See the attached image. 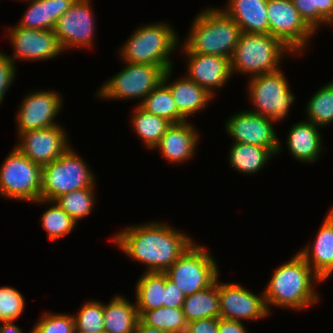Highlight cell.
Returning <instances> with one entry per match:
<instances>
[{"label":"cell","mask_w":333,"mask_h":333,"mask_svg":"<svg viewBox=\"0 0 333 333\" xmlns=\"http://www.w3.org/2000/svg\"><path fill=\"white\" fill-rule=\"evenodd\" d=\"M111 239L131 259L146 265L147 272H165L194 243L163 222L127 226Z\"/></svg>","instance_id":"obj_1"},{"label":"cell","mask_w":333,"mask_h":333,"mask_svg":"<svg viewBox=\"0 0 333 333\" xmlns=\"http://www.w3.org/2000/svg\"><path fill=\"white\" fill-rule=\"evenodd\" d=\"M293 256L273 272L264 288L263 294L269 313L272 305L298 311L320 301L314 283L322 281L298 252Z\"/></svg>","instance_id":"obj_2"},{"label":"cell","mask_w":333,"mask_h":333,"mask_svg":"<svg viewBox=\"0 0 333 333\" xmlns=\"http://www.w3.org/2000/svg\"><path fill=\"white\" fill-rule=\"evenodd\" d=\"M191 24L190 33L182 43L190 53L231 59L242 31L223 9L206 8Z\"/></svg>","instance_id":"obj_3"},{"label":"cell","mask_w":333,"mask_h":333,"mask_svg":"<svg viewBox=\"0 0 333 333\" xmlns=\"http://www.w3.org/2000/svg\"><path fill=\"white\" fill-rule=\"evenodd\" d=\"M170 24L156 22L141 25L120 47L124 62L161 66L173 69L170 55L179 47L178 35ZM178 46V47H177Z\"/></svg>","instance_id":"obj_4"},{"label":"cell","mask_w":333,"mask_h":333,"mask_svg":"<svg viewBox=\"0 0 333 333\" xmlns=\"http://www.w3.org/2000/svg\"><path fill=\"white\" fill-rule=\"evenodd\" d=\"M294 55L281 40L270 34L241 33L230 59L232 75L236 72L250 77L280 70L284 54Z\"/></svg>","instance_id":"obj_5"},{"label":"cell","mask_w":333,"mask_h":333,"mask_svg":"<svg viewBox=\"0 0 333 333\" xmlns=\"http://www.w3.org/2000/svg\"><path fill=\"white\" fill-rule=\"evenodd\" d=\"M73 150L70 146L62 156L42 167V199L54 201L63 194L95 187L92 170Z\"/></svg>","instance_id":"obj_6"},{"label":"cell","mask_w":333,"mask_h":333,"mask_svg":"<svg viewBox=\"0 0 333 333\" xmlns=\"http://www.w3.org/2000/svg\"><path fill=\"white\" fill-rule=\"evenodd\" d=\"M207 250L194 242L165 271L185 296L206 289L219 277L218 264Z\"/></svg>","instance_id":"obj_7"},{"label":"cell","mask_w":333,"mask_h":333,"mask_svg":"<svg viewBox=\"0 0 333 333\" xmlns=\"http://www.w3.org/2000/svg\"><path fill=\"white\" fill-rule=\"evenodd\" d=\"M41 186L42 167L14 147L0 167V195L35 203L41 198Z\"/></svg>","instance_id":"obj_8"},{"label":"cell","mask_w":333,"mask_h":333,"mask_svg":"<svg viewBox=\"0 0 333 333\" xmlns=\"http://www.w3.org/2000/svg\"><path fill=\"white\" fill-rule=\"evenodd\" d=\"M122 71L112 76L98 89L97 96L102 99H141L163 82L166 70L161 66L129 63Z\"/></svg>","instance_id":"obj_9"},{"label":"cell","mask_w":333,"mask_h":333,"mask_svg":"<svg viewBox=\"0 0 333 333\" xmlns=\"http://www.w3.org/2000/svg\"><path fill=\"white\" fill-rule=\"evenodd\" d=\"M249 80L248 96L255 107L250 112L267 116L277 123L288 116L295 96L281 69L252 76Z\"/></svg>","instance_id":"obj_10"},{"label":"cell","mask_w":333,"mask_h":333,"mask_svg":"<svg viewBox=\"0 0 333 333\" xmlns=\"http://www.w3.org/2000/svg\"><path fill=\"white\" fill-rule=\"evenodd\" d=\"M267 17L269 34L281 40L295 56L305 51L309 38L316 34L300 17L292 0H267Z\"/></svg>","instance_id":"obj_11"},{"label":"cell","mask_w":333,"mask_h":333,"mask_svg":"<svg viewBox=\"0 0 333 333\" xmlns=\"http://www.w3.org/2000/svg\"><path fill=\"white\" fill-rule=\"evenodd\" d=\"M89 0H76L56 22L53 29L63 51L93 46L95 19Z\"/></svg>","instance_id":"obj_12"},{"label":"cell","mask_w":333,"mask_h":333,"mask_svg":"<svg viewBox=\"0 0 333 333\" xmlns=\"http://www.w3.org/2000/svg\"><path fill=\"white\" fill-rule=\"evenodd\" d=\"M274 122L249 110L231 116L225 125L226 133L233 143H244L269 148L275 155L281 152L279 138L274 130Z\"/></svg>","instance_id":"obj_13"},{"label":"cell","mask_w":333,"mask_h":333,"mask_svg":"<svg viewBox=\"0 0 333 333\" xmlns=\"http://www.w3.org/2000/svg\"><path fill=\"white\" fill-rule=\"evenodd\" d=\"M20 142L16 148L41 167L62 156L70 147L68 135L60 124L45 129L17 134Z\"/></svg>","instance_id":"obj_14"},{"label":"cell","mask_w":333,"mask_h":333,"mask_svg":"<svg viewBox=\"0 0 333 333\" xmlns=\"http://www.w3.org/2000/svg\"><path fill=\"white\" fill-rule=\"evenodd\" d=\"M9 31H8V30ZM9 41L14 53L9 58L38 61L53 59L63 52V48L53 30L28 29L20 26L7 28Z\"/></svg>","instance_id":"obj_15"},{"label":"cell","mask_w":333,"mask_h":333,"mask_svg":"<svg viewBox=\"0 0 333 333\" xmlns=\"http://www.w3.org/2000/svg\"><path fill=\"white\" fill-rule=\"evenodd\" d=\"M253 294L239 283H219V317L228 320H258L267 317L264 294Z\"/></svg>","instance_id":"obj_16"},{"label":"cell","mask_w":333,"mask_h":333,"mask_svg":"<svg viewBox=\"0 0 333 333\" xmlns=\"http://www.w3.org/2000/svg\"><path fill=\"white\" fill-rule=\"evenodd\" d=\"M62 101V96L56 91L28 93L17 112V133L58 125L55 118L62 109Z\"/></svg>","instance_id":"obj_17"},{"label":"cell","mask_w":333,"mask_h":333,"mask_svg":"<svg viewBox=\"0 0 333 333\" xmlns=\"http://www.w3.org/2000/svg\"><path fill=\"white\" fill-rule=\"evenodd\" d=\"M181 51H184L185 56L188 57V71L185 76L213 97L216 96L213 90L225 86L226 82L232 77L229 58L208 54H193L184 46H182Z\"/></svg>","instance_id":"obj_18"},{"label":"cell","mask_w":333,"mask_h":333,"mask_svg":"<svg viewBox=\"0 0 333 333\" xmlns=\"http://www.w3.org/2000/svg\"><path fill=\"white\" fill-rule=\"evenodd\" d=\"M199 132L189 121L172 123L154 147L170 163H181L195 156Z\"/></svg>","instance_id":"obj_19"},{"label":"cell","mask_w":333,"mask_h":333,"mask_svg":"<svg viewBox=\"0 0 333 333\" xmlns=\"http://www.w3.org/2000/svg\"><path fill=\"white\" fill-rule=\"evenodd\" d=\"M312 245L298 253L306 260L321 281L333 273V218L327 213Z\"/></svg>","instance_id":"obj_20"},{"label":"cell","mask_w":333,"mask_h":333,"mask_svg":"<svg viewBox=\"0 0 333 333\" xmlns=\"http://www.w3.org/2000/svg\"><path fill=\"white\" fill-rule=\"evenodd\" d=\"M320 126L307 120L294 124L286 140L288 151L296 160L304 163L315 162L319 159L322 147Z\"/></svg>","instance_id":"obj_21"},{"label":"cell","mask_w":333,"mask_h":333,"mask_svg":"<svg viewBox=\"0 0 333 333\" xmlns=\"http://www.w3.org/2000/svg\"><path fill=\"white\" fill-rule=\"evenodd\" d=\"M173 69L165 72L163 83L170 89L174 102L179 111L187 118L206 108L213 96L194 81L188 79L185 75L181 79L167 82L172 75Z\"/></svg>","instance_id":"obj_22"},{"label":"cell","mask_w":333,"mask_h":333,"mask_svg":"<svg viewBox=\"0 0 333 333\" xmlns=\"http://www.w3.org/2000/svg\"><path fill=\"white\" fill-rule=\"evenodd\" d=\"M223 9L244 33L269 34L267 0H228Z\"/></svg>","instance_id":"obj_23"},{"label":"cell","mask_w":333,"mask_h":333,"mask_svg":"<svg viewBox=\"0 0 333 333\" xmlns=\"http://www.w3.org/2000/svg\"><path fill=\"white\" fill-rule=\"evenodd\" d=\"M31 1V2H30ZM76 0H28L21 21L15 25L28 29L53 30L57 20Z\"/></svg>","instance_id":"obj_24"},{"label":"cell","mask_w":333,"mask_h":333,"mask_svg":"<svg viewBox=\"0 0 333 333\" xmlns=\"http://www.w3.org/2000/svg\"><path fill=\"white\" fill-rule=\"evenodd\" d=\"M103 318L108 333H135L139 315L136 305L119 294L103 303Z\"/></svg>","instance_id":"obj_25"},{"label":"cell","mask_w":333,"mask_h":333,"mask_svg":"<svg viewBox=\"0 0 333 333\" xmlns=\"http://www.w3.org/2000/svg\"><path fill=\"white\" fill-rule=\"evenodd\" d=\"M219 277L201 291L186 296L182 310L187 323L206 319L219 318Z\"/></svg>","instance_id":"obj_26"},{"label":"cell","mask_w":333,"mask_h":333,"mask_svg":"<svg viewBox=\"0 0 333 333\" xmlns=\"http://www.w3.org/2000/svg\"><path fill=\"white\" fill-rule=\"evenodd\" d=\"M135 285V305L140 316L144 311L163 306L165 296V272L143 273Z\"/></svg>","instance_id":"obj_27"},{"label":"cell","mask_w":333,"mask_h":333,"mask_svg":"<svg viewBox=\"0 0 333 333\" xmlns=\"http://www.w3.org/2000/svg\"><path fill=\"white\" fill-rule=\"evenodd\" d=\"M229 150L228 160L233 169L247 175L260 171L275 155L269 148L244 143H232Z\"/></svg>","instance_id":"obj_28"},{"label":"cell","mask_w":333,"mask_h":333,"mask_svg":"<svg viewBox=\"0 0 333 333\" xmlns=\"http://www.w3.org/2000/svg\"><path fill=\"white\" fill-rule=\"evenodd\" d=\"M139 106L148 113L168 120L171 124L188 119L179 111L170 89L163 82L154 88Z\"/></svg>","instance_id":"obj_29"},{"label":"cell","mask_w":333,"mask_h":333,"mask_svg":"<svg viewBox=\"0 0 333 333\" xmlns=\"http://www.w3.org/2000/svg\"><path fill=\"white\" fill-rule=\"evenodd\" d=\"M134 111L131 120L134 132L147 148L154 150L171 123L166 119L146 112L139 105L135 107Z\"/></svg>","instance_id":"obj_30"},{"label":"cell","mask_w":333,"mask_h":333,"mask_svg":"<svg viewBox=\"0 0 333 333\" xmlns=\"http://www.w3.org/2000/svg\"><path fill=\"white\" fill-rule=\"evenodd\" d=\"M139 318L146 324L167 333H185L187 321L182 307H160L150 311H144Z\"/></svg>","instance_id":"obj_31"},{"label":"cell","mask_w":333,"mask_h":333,"mask_svg":"<svg viewBox=\"0 0 333 333\" xmlns=\"http://www.w3.org/2000/svg\"><path fill=\"white\" fill-rule=\"evenodd\" d=\"M307 121L323 127L333 122V81L323 85L310 97L305 111Z\"/></svg>","instance_id":"obj_32"},{"label":"cell","mask_w":333,"mask_h":333,"mask_svg":"<svg viewBox=\"0 0 333 333\" xmlns=\"http://www.w3.org/2000/svg\"><path fill=\"white\" fill-rule=\"evenodd\" d=\"M36 203L52 204V206H49L41 215V225L47 232L46 235H48L49 239L52 241L70 234L76 227L77 224L75 220L57 205L55 201L40 198Z\"/></svg>","instance_id":"obj_33"},{"label":"cell","mask_w":333,"mask_h":333,"mask_svg":"<svg viewBox=\"0 0 333 333\" xmlns=\"http://www.w3.org/2000/svg\"><path fill=\"white\" fill-rule=\"evenodd\" d=\"M95 187L82 188L56 198L54 201L77 223L80 219L89 216L95 202Z\"/></svg>","instance_id":"obj_34"},{"label":"cell","mask_w":333,"mask_h":333,"mask_svg":"<svg viewBox=\"0 0 333 333\" xmlns=\"http://www.w3.org/2000/svg\"><path fill=\"white\" fill-rule=\"evenodd\" d=\"M75 322V333H96L103 331V302L92 300L81 307L78 314L73 315Z\"/></svg>","instance_id":"obj_35"},{"label":"cell","mask_w":333,"mask_h":333,"mask_svg":"<svg viewBox=\"0 0 333 333\" xmlns=\"http://www.w3.org/2000/svg\"><path fill=\"white\" fill-rule=\"evenodd\" d=\"M30 333H75L74 316L45 312Z\"/></svg>","instance_id":"obj_36"},{"label":"cell","mask_w":333,"mask_h":333,"mask_svg":"<svg viewBox=\"0 0 333 333\" xmlns=\"http://www.w3.org/2000/svg\"><path fill=\"white\" fill-rule=\"evenodd\" d=\"M25 300L22 294L9 286L0 287V323L16 321L24 310Z\"/></svg>","instance_id":"obj_37"},{"label":"cell","mask_w":333,"mask_h":333,"mask_svg":"<svg viewBox=\"0 0 333 333\" xmlns=\"http://www.w3.org/2000/svg\"><path fill=\"white\" fill-rule=\"evenodd\" d=\"M293 5L305 23L316 33L321 24L328 22L318 13L315 0H292Z\"/></svg>","instance_id":"obj_38"},{"label":"cell","mask_w":333,"mask_h":333,"mask_svg":"<svg viewBox=\"0 0 333 333\" xmlns=\"http://www.w3.org/2000/svg\"><path fill=\"white\" fill-rule=\"evenodd\" d=\"M15 67L9 56L0 51V104L15 78L17 73Z\"/></svg>","instance_id":"obj_39"},{"label":"cell","mask_w":333,"mask_h":333,"mask_svg":"<svg viewBox=\"0 0 333 333\" xmlns=\"http://www.w3.org/2000/svg\"><path fill=\"white\" fill-rule=\"evenodd\" d=\"M185 295L178 286L168 278L165 272V296L163 301L164 307L179 308L183 306Z\"/></svg>","instance_id":"obj_40"},{"label":"cell","mask_w":333,"mask_h":333,"mask_svg":"<svg viewBox=\"0 0 333 333\" xmlns=\"http://www.w3.org/2000/svg\"><path fill=\"white\" fill-rule=\"evenodd\" d=\"M185 333H218V318H206L189 322Z\"/></svg>","instance_id":"obj_41"},{"label":"cell","mask_w":333,"mask_h":333,"mask_svg":"<svg viewBox=\"0 0 333 333\" xmlns=\"http://www.w3.org/2000/svg\"><path fill=\"white\" fill-rule=\"evenodd\" d=\"M242 321L218 318V333H248Z\"/></svg>","instance_id":"obj_42"},{"label":"cell","mask_w":333,"mask_h":333,"mask_svg":"<svg viewBox=\"0 0 333 333\" xmlns=\"http://www.w3.org/2000/svg\"><path fill=\"white\" fill-rule=\"evenodd\" d=\"M315 6L328 23L333 19V0H315Z\"/></svg>","instance_id":"obj_43"},{"label":"cell","mask_w":333,"mask_h":333,"mask_svg":"<svg viewBox=\"0 0 333 333\" xmlns=\"http://www.w3.org/2000/svg\"><path fill=\"white\" fill-rule=\"evenodd\" d=\"M135 333H167L165 331H162L160 329H157L155 327L146 325L140 318L138 320V323L136 325V331Z\"/></svg>","instance_id":"obj_44"},{"label":"cell","mask_w":333,"mask_h":333,"mask_svg":"<svg viewBox=\"0 0 333 333\" xmlns=\"http://www.w3.org/2000/svg\"><path fill=\"white\" fill-rule=\"evenodd\" d=\"M14 321H3L0 325V333H23L21 328L13 324Z\"/></svg>","instance_id":"obj_45"},{"label":"cell","mask_w":333,"mask_h":333,"mask_svg":"<svg viewBox=\"0 0 333 333\" xmlns=\"http://www.w3.org/2000/svg\"><path fill=\"white\" fill-rule=\"evenodd\" d=\"M328 214L333 218V207L331 210H329Z\"/></svg>","instance_id":"obj_46"},{"label":"cell","mask_w":333,"mask_h":333,"mask_svg":"<svg viewBox=\"0 0 333 333\" xmlns=\"http://www.w3.org/2000/svg\"><path fill=\"white\" fill-rule=\"evenodd\" d=\"M96 333H108L106 330H103V331H98Z\"/></svg>","instance_id":"obj_47"},{"label":"cell","mask_w":333,"mask_h":333,"mask_svg":"<svg viewBox=\"0 0 333 333\" xmlns=\"http://www.w3.org/2000/svg\"><path fill=\"white\" fill-rule=\"evenodd\" d=\"M328 24H331V25H333V19L328 23Z\"/></svg>","instance_id":"obj_48"}]
</instances>
